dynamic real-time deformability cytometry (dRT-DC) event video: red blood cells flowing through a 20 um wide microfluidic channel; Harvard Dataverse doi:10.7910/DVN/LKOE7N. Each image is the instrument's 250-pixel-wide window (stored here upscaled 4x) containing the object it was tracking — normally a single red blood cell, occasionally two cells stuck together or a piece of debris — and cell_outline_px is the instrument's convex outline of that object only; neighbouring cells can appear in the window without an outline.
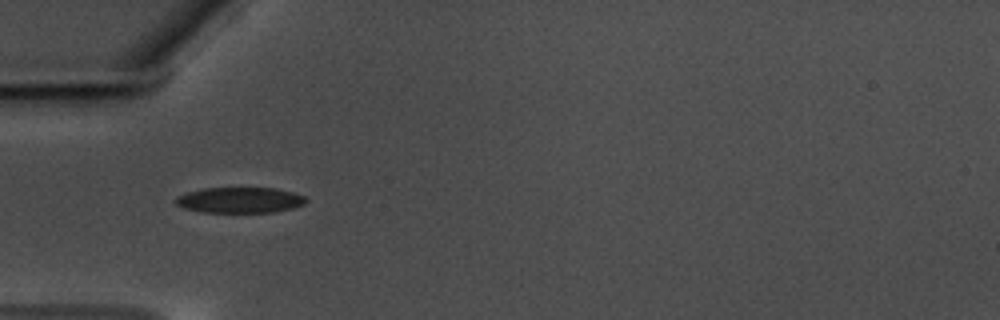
{"species": "common noctule bat (a hibernating species)", "species_latin": "Nyctalus noctula", "temperature_condition": "warm", "stored_images_in_passage": 41, "camera_frame_rate_fps": 3000, "um_per_image_px": 0.085, "animal": {"sex": "male", "body_mass_g": 17.5, "forearm_length_mm": 52.3}, "frame": {"image": 1, "passage_image": 1, "time_ms": 0.0, "image_size_px": [1000, 320], "cell_outline_px": [[308, 200], [304, 204], [292, 208], [276, 212], [200, 212], [184, 208], [176, 204], [176, 196], [188, 192], [204, 188], [276, 188], [292, 192], [304, 196]], "centroid_in_image_um": [20.4, 17.01], "position_along_channel_um": 64.6, "area_um2": 19.48}}
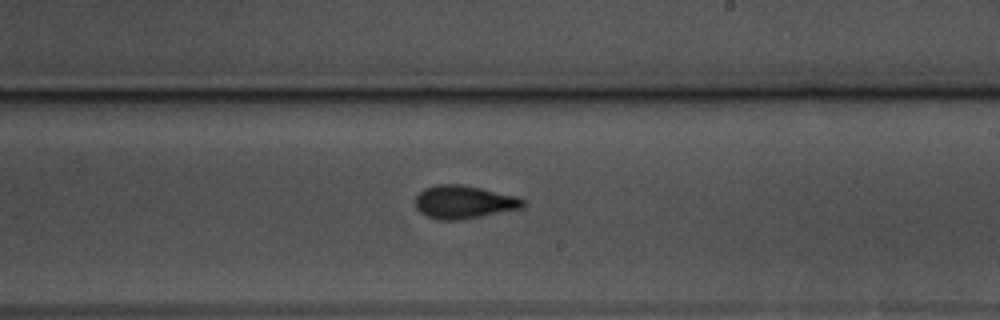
{"frame": {"image": 2, "passage_image": 17, "time_ms": 5.333, "image_size_px": [1000, 320], "cell_outline_px": [[528, 204], [524, 208], [460, 220], [436, 220], [424, 216], [416, 208], [416, 196], [424, 188], [436, 184], [460, 184], [520, 196]], "centroid_in_image_um": [39.46, 17.18], "position_along_channel_um": 249.5, "area_um2": 21.15}}
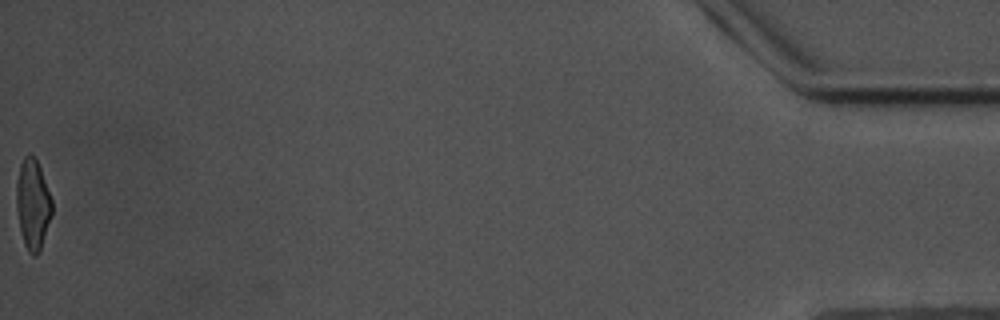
{"frame": {"image": 3, "passage_image": 41, "time_ms": 13.333, "image_size_px": [1000, 320], "cell_outline_px": [[52, 212], [40, 252], [36, 256], [32, 256], [28, 252], [24, 244], [20, 232], [16, 208], [16, 180], [20, 164], [24, 156], [28, 152], [32, 152], [40, 168], [52, 200]], "centroid_in_image_um": [2.76, 17.36], "position_along_channel_um": 432.4, "area_um2": 18.96}, "authors_computed_cell_mechanics": {"area_um2": 19.7676, "velocity_mm_per_s": 3.5021, "shape_relaxation_time_tau1_ms": 5.0452, "shape_relaxation_time_tau2_ms": 1.9338, "deformation_change_tau1": 0.1484, "deformation_change_tau2": 0.0908}}